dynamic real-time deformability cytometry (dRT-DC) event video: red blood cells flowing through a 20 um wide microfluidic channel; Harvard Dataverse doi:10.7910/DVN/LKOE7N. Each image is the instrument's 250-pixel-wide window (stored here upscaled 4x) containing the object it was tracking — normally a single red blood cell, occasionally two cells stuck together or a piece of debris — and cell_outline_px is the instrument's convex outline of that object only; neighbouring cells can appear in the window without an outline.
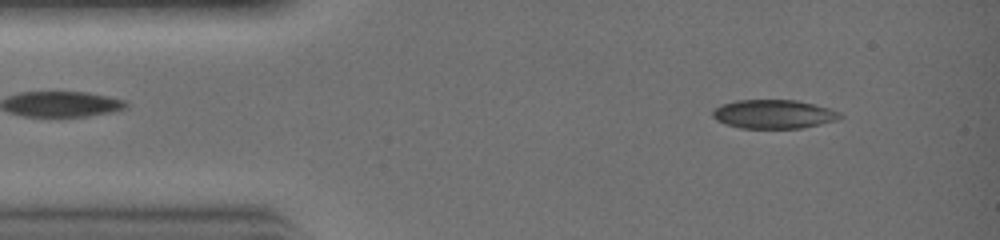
{"species": "common noctule bat (a hibernating species)", "species_latin": "Nyctalus noctula", "temperature_condition": "warm", "stored_images_in_passage": 20, "camera_frame_rate_fps": 3000, "um_per_image_px": 0.085, "animal": {"sex": "female", "body_mass_g": 19.0, "forearm_length_mm": 51.5}, "frame": {"image": 1, "passage_image": 1, "time_ms": 0.0, "image_size_px": [1000, 240], "cell_outline_px": [[844, 116], [836, 120], [800, 128], [740, 128], [724, 124], [716, 120], [712, 116], [712, 112], [716, 108], [724, 104], [736, 100], [796, 100], [828, 108], [840, 112]], "centroid_in_image_um": [65.74, 9.7], "position_along_channel_um": 19.3, "area_um2": 21.21}}
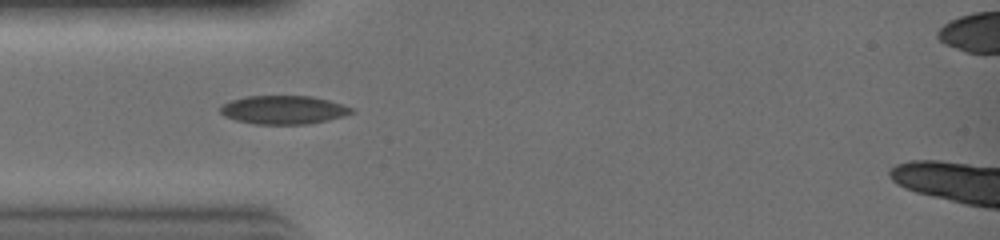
{"frame": {"image": 2, "passage_image": 6, "time_ms": 1.667, "image_size_px": [1000, 240], "cell_outline_px": [[356, 112], [344, 116], [328, 120], [308, 124], [256, 124], [236, 120], [224, 116], [220, 112], [220, 108], [224, 104], [232, 100], [248, 96], [312, 96], [328, 100], [352, 108]], "centroid_in_image_um": [24.12, 9.34], "position_along_channel_um": 60.9, "area_um2": 21.68}}
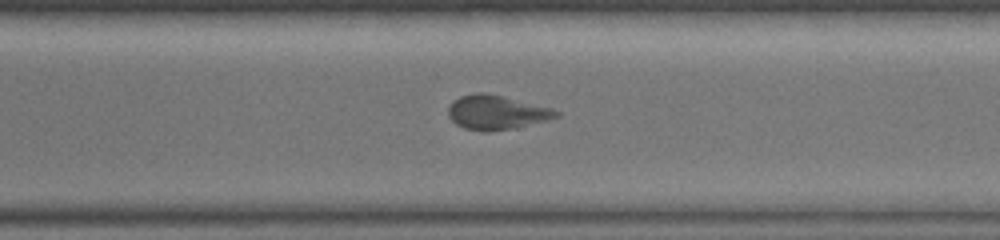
{"frame": {"image": 3, "passage_image": 19, "time_ms": 6.0, "image_size_px": [1000, 240], "cell_outline_px": [[560, 116], [516, 128], [488, 132], [484, 132], [464, 128], [456, 124], [448, 116], [448, 108], [460, 96], [476, 92], [484, 92], [504, 96], [552, 108], [560, 112]], "centroid_in_image_um": [42.21, 9.56], "position_along_channel_um": 328.4, "area_um2": 21.56}}